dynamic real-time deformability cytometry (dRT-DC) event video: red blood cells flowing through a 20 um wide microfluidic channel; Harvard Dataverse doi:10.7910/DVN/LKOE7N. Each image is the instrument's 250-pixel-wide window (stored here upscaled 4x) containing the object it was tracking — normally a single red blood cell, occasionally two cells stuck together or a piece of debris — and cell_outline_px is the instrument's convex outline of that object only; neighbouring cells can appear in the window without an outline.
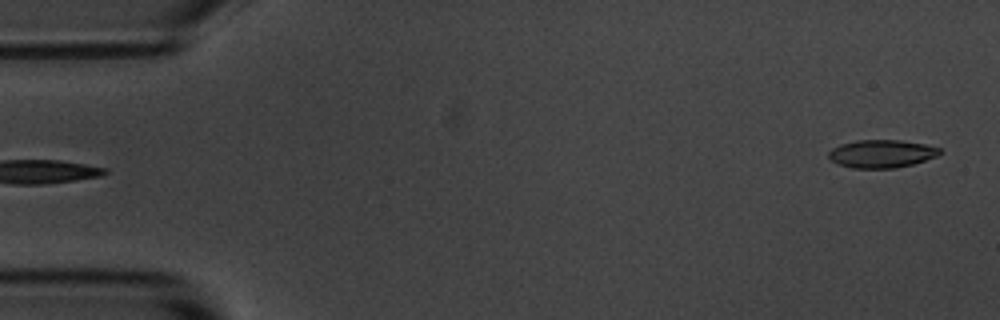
{"species": "common noctule bat (a hibernating species)", "species_latin": "Nyctalus noctula", "temperature_condition": "room temperature", "stored_images_in_passage": 4, "segment_of_instrument_passage": [2, 2], "camera_frame_rate_fps": 3000, "um_per_image_px": 0.085, "animal": {"sex": "male", "body_mass_g": 20.1, "forearm_length_mm": 53.5}, "frame": {"image": 1, "passage_image": 4, "time_ms": 4.333, "image_size_px": [1000, 320], "cell_outline_px": [[944, 152], [940, 156], [912, 164], [896, 168], [852, 168], [840, 164], [832, 160], [828, 156], [828, 152], [832, 148], [840, 144], [856, 140], [900, 140], [924, 144], [940, 148]], "centroid_in_image_um": [74.98, 13.06], "position_along_channel_um": 10.0, "area_um2": 18.21}}